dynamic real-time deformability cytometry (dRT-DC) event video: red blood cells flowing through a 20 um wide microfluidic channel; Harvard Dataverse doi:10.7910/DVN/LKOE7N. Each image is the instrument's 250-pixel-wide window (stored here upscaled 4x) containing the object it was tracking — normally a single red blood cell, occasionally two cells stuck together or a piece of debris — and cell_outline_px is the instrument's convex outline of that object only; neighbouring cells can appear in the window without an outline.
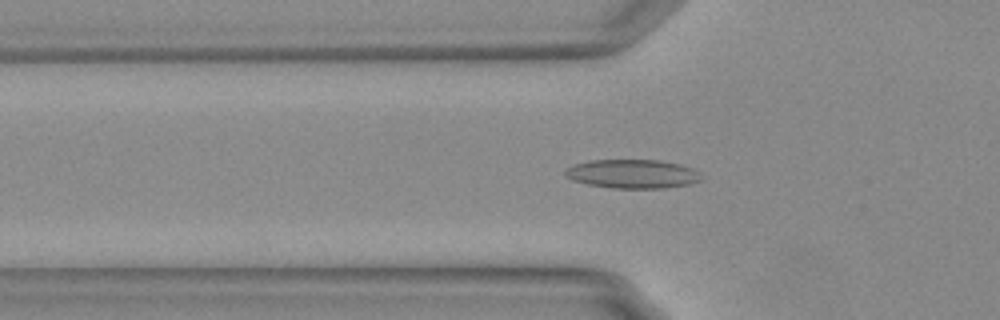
{"species": "Egyptian fruit bat (a non-hibernating species)", "species_latin": "Rousettus aegyptiacus", "temperature_condition": "warm", "stored_images_in_passage": 53, "camera_frame_rate_fps": 3000, "um_per_image_px": 0.085, "animal": {"sex": "female"}, "frame": {"image": 1, "passage_image": 16, "time_ms": 5.0, "image_size_px": [1000, 320], "cell_outline_px": [[700, 180], [688, 184], [664, 188], [612, 188], [588, 184], [572, 180], [564, 176], [564, 172], [568, 168], [576, 164], [588, 160], [660, 160], [680, 164], [692, 168], [696, 172]], "centroid_in_image_um": [53.71, 14.77], "position_along_channel_um": 72.1, "area_um2": 22.66}}
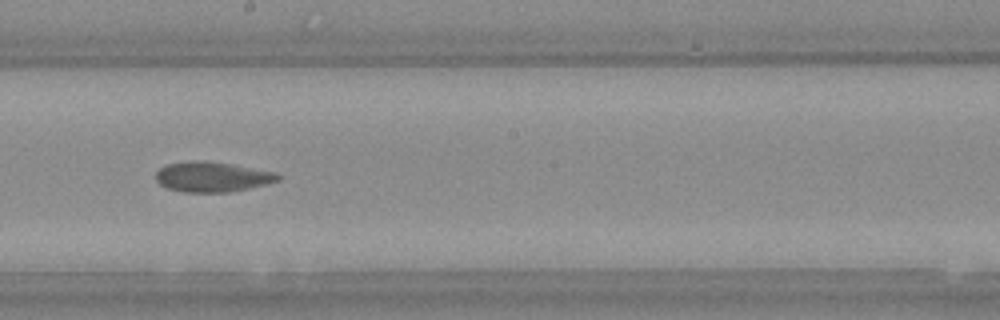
{"frame": {"image": 2, "passage_image": 29, "time_ms": 9.333, "image_size_px": [1000, 320], "cell_outline_px": [[280, 180], [232, 192], [184, 192], [168, 188], [160, 184], [156, 180], [156, 172], [160, 168], [168, 164], [192, 160], [232, 164], [276, 172], [280, 176]], "centroid_in_image_um": [18.03, 15.03], "position_along_channel_um": 230.2, "area_um2": 21.21}}
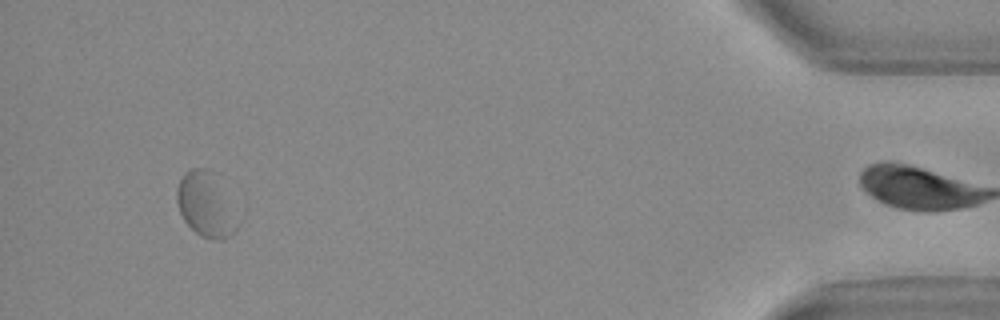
{"frame": {"image": 3, "passage_image": 50, "time_ms": 16.333, "image_size_px": [1000, 320], "cell_outline_px": [[244, 216], [240, 224], [232, 236], [224, 240], [208, 240], [200, 236], [184, 220], [180, 212], [176, 200], [176, 188], [184, 172], [192, 168], [208, 168], [220, 172], [244, 212]], "centroid_in_image_um": [17.72, 17.35], "position_along_channel_um": 417.5, "area_um2": 25.78}}